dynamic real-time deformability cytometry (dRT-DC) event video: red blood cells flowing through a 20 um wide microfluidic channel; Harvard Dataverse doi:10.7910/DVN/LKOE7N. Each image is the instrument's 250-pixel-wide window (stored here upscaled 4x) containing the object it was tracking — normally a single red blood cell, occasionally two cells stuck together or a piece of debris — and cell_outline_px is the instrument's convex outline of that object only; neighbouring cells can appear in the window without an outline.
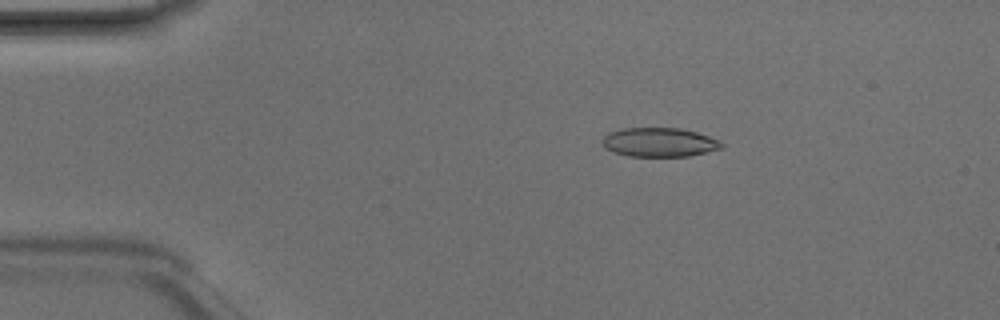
{"species": "Egyptian fruit bat (a non-hibernating species)", "species_latin": "Rousettus aegyptiacus", "temperature_condition": "room temperature", "stored_images_in_passage": 5, "camera_frame_rate_fps": 3000, "um_per_image_px": 0.085, "animal": {"sex": "male"}, "frame": {"image": 1, "passage_image": 2, "time_ms": 0.333, "image_size_px": [1000, 320], "cell_outline_px": [[724, 144], [720, 148], [688, 156], [628, 156], [612, 152], [604, 148], [600, 144], [600, 140], [608, 132], [620, 128], [680, 128], [696, 132], [720, 140]], "centroid_in_image_um": [55.95, 12.08], "position_along_channel_um": 29.0, "area_um2": 20.35}}
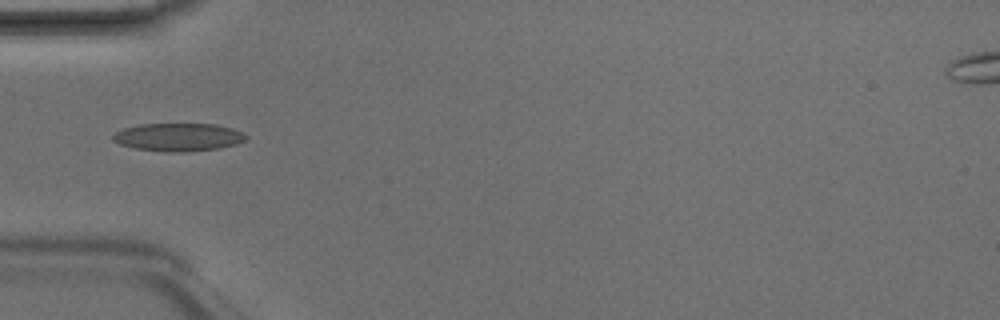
{"frame": {"image": 2, "passage_image": 4, "time_ms": 1.0, "image_size_px": [1000, 320], "cell_outline_px": [[248, 136], [244, 140], [236, 144], [220, 148], [184, 152], [168, 152], [136, 148], [120, 144], [112, 140], [112, 136], [116, 132], [124, 128], [140, 124], [216, 124], [232, 128]], "centroid_in_image_um": [15.16, 11.65], "position_along_channel_um": 69.8, "area_um2": 21.56}}